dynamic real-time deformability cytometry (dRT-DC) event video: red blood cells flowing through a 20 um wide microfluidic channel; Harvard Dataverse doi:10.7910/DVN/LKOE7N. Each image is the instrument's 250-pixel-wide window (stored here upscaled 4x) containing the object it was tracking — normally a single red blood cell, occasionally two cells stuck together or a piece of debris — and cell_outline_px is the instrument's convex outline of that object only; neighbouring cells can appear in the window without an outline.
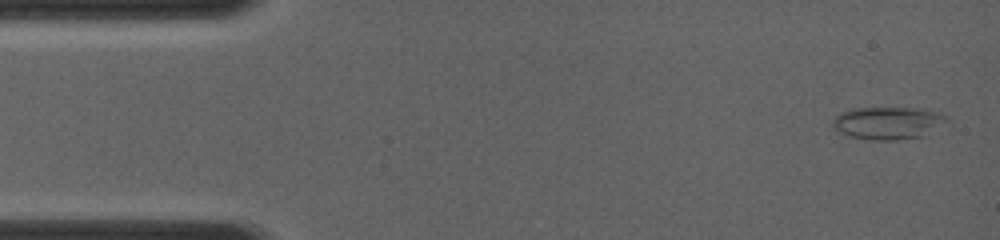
{"species": "common noctule bat (a hibernating species)", "species_latin": "Nyctalus noctula", "temperature_condition": "room temperature", "stored_images_in_passage": 15, "camera_frame_rate_fps": 4000, "um_per_image_px": 0.085, "animal": {"sex": "female", "body_mass_g": 19.0, "forearm_length_mm": 56.7}, "frame": {"image": 1, "passage_image": 1, "time_ms": 0.0, "image_size_px": [1000, 240], "cell_outline_px": [[948, 120], [928, 136], [896, 140], [872, 140], [848, 136], [832, 128], [832, 120], [840, 112], [852, 108], [924, 108], [948, 116]], "centroid_in_image_um": [75.49, 10.46], "position_along_channel_um": 9.5, "area_um2": 22.02}}
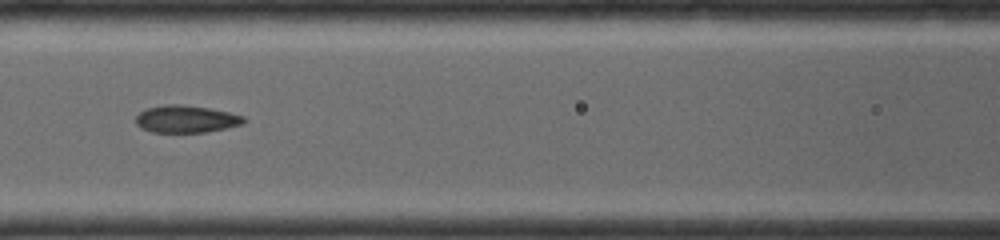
{"frame": {"image": 2, "passage_image": 12, "time_ms": 5.5, "image_size_px": [1000, 240], "cell_outline_px": [[248, 120], [244, 124], [228, 128], [204, 132], [152, 132], [140, 128], [136, 124], [136, 116], [140, 112], [148, 108], [164, 104], [184, 104], [208, 108], [228, 112], [244, 116]], "centroid_in_image_um": [15.84, 10.12], "position_along_channel_um": 150.8, "area_um2": 17.34}}
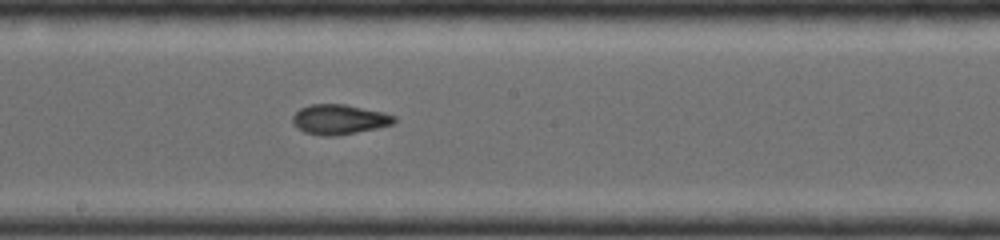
{"frame": {"image": 3, "passage_image": 15, "time_ms": 7.0, "image_size_px": [1000, 240], "cell_outline_px": [[396, 120], [392, 124], [376, 128], [336, 136], [324, 136], [304, 132], [296, 128], [292, 124], [292, 116], [300, 108], [312, 104], [344, 104], [384, 112], [396, 116]], "centroid_in_image_um": [28.81, 10.15], "position_along_channel_um": 219.4, "area_um2": 17.74}}